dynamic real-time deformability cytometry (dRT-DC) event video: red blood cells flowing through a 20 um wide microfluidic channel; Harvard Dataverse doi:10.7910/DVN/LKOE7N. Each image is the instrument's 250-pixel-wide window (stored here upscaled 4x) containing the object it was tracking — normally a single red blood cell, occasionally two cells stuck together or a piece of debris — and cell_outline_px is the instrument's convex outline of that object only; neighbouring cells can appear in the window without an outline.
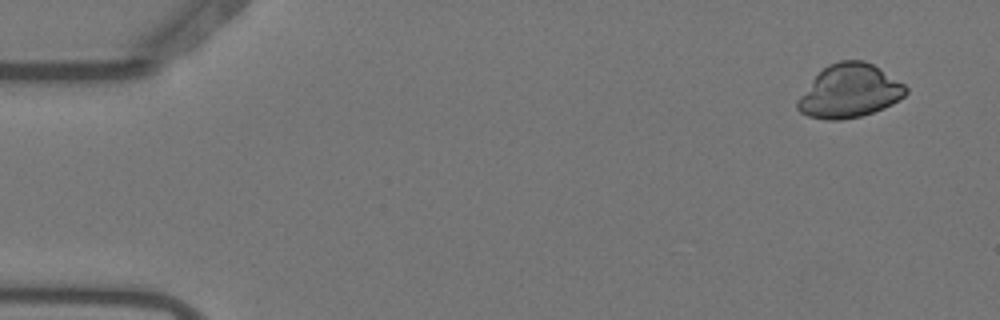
{"species": "Egyptian fruit bat (a non-hibernating species)", "species_latin": "Rousettus aegyptiacus", "temperature_condition": "warm", "stored_images_in_passage": 45, "camera_frame_rate_fps": 3000, "um_per_image_px": 0.085, "animal": {"sex": "female"}, "frame": {"image": 1, "passage_image": 1, "time_ms": 0.0, "image_size_px": [1000, 320], "cell_outline_px": [[908, 92], [904, 96], [892, 104], [884, 108], [860, 116], [840, 120], [824, 120], [808, 116], [800, 112], [796, 108], [796, 100], [812, 80], [828, 64], [840, 60], [864, 60], [872, 64], [904, 84], [908, 88]], "centroid_in_image_um": [72.19, 7.75], "position_along_channel_um": 12.8, "area_um2": 33.58}}
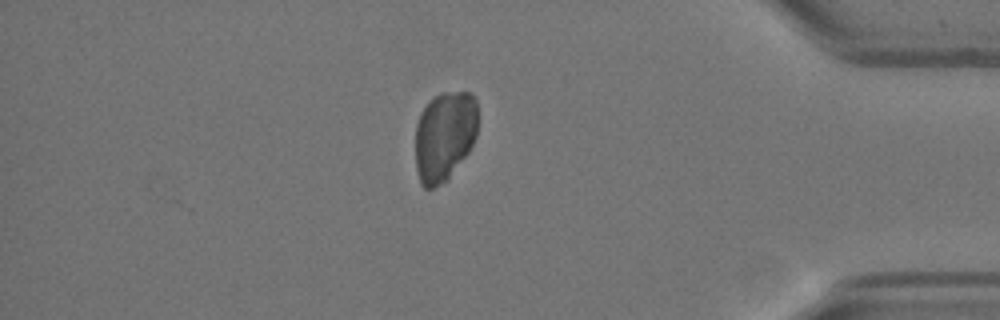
{"frame": {"image": 2, "passage_image": 45, "time_ms": 14.667, "image_size_px": [1000, 320], "cell_outline_px": [[476, 136], [468, 152], [448, 180], [432, 188], [424, 188], [420, 184], [416, 168], [416, 124], [420, 112], [428, 100], [440, 92], [468, 92], [476, 100]], "centroid_in_image_um": [37.75, 11.56], "position_along_channel_um": 397.4, "area_um2": 32.89}}